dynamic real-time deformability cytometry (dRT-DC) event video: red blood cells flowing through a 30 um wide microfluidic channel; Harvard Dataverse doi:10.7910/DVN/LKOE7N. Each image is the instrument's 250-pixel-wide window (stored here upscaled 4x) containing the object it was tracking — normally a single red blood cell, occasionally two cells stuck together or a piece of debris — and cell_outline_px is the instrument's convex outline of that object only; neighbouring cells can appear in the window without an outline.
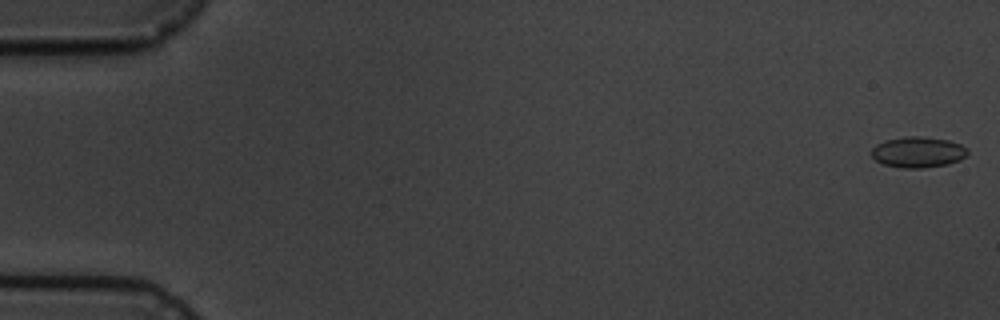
{"species": "common noctule bat (a hibernating species)", "species_latin": "Nyctalus noctula", "temperature_condition": "cold", "stored_images_in_passage": 5, "camera_frame_rate_fps": 3000, "um_per_image_px": 0.085, "animal": {"sex": "male", "body_mass_g": 19.5, "forearm_length_mm": 54.6}, "frame": {"image": 1, "passage_image": 1, "time_ms": 0.0, "image_size_px": [1000, 320], "cell_outline_px": [[968, 152], [960, 160], [948, 164], [924, 168], [900, 168], [884, 164], [876, 160], [872, 156], [872, 148], [876, 144], [888, 140], [904, 136], [920, 136], [948, 140], [960, 144], [968, 148]], "centroid_in_image_um": [78.04, 12.93], "position_along_channel_um": 7.0, "area_um2": 17.22}}